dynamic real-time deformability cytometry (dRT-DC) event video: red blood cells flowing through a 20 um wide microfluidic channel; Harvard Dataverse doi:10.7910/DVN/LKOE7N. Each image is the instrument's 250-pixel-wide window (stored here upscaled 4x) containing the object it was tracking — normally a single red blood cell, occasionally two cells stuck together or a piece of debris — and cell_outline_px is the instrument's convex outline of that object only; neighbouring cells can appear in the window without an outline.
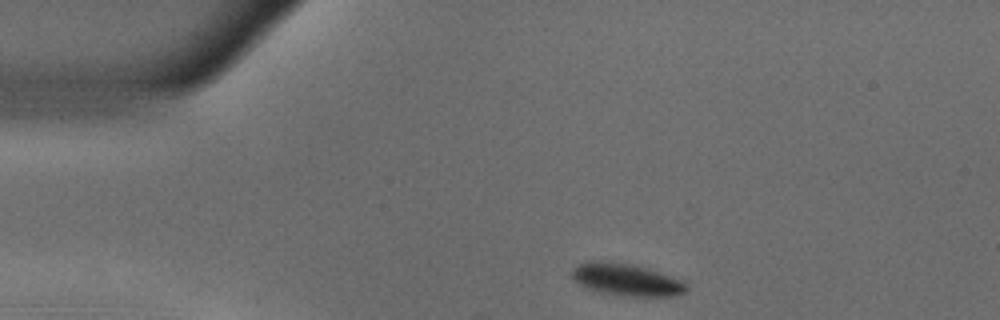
{"species": "common noctule bat (a hibernating species)", "species_latin": "Nyctalus noctula", "temperature_condition": "warm", "stored_images_in_passage": 45, "camera_frame_rate_fps": 3000, "um_per_image_px": 0.085, "animal": {"sex": "male", "body_mass_g": 18.8}, "frame": {"image": 1, "passage_image": 1, "time_ms": 0.0, "image_size_px": [1000, 320], "cell_outline_px": [[688, 292], [676, 296], [628, 296], [600, 292], [588, 288], [572, 280], [572, 268], [576, 264], [592, 260], [624, 264], [648, 268], [680, 280], [688, 288]], "centroid_in_image_um": [53.22, 23.78], "position_along_channel_um": 31.8, "area_um2": 21.15}}
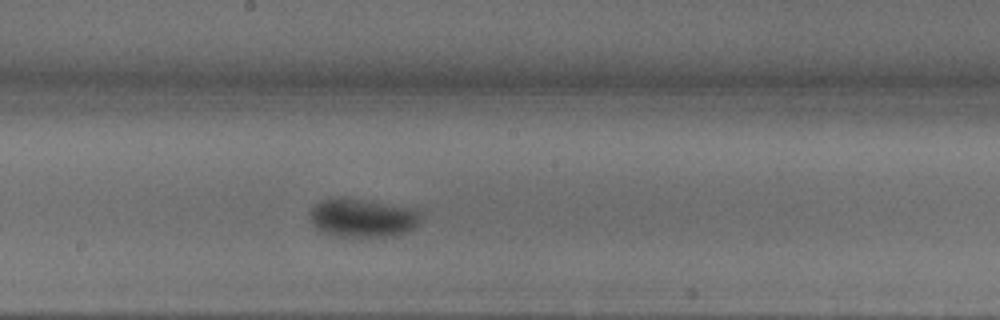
{"frame": {"image": 2, "passage_image": 20, "time_ms": 6.333, "image_size_px": [1000, 320], "cell_outline_px": [[424, 212], [420, 224], [416, 228], [408, 232], [396, 236], [360, 240], [348, 240], [332, 236], [320, 232], [308, 220], [308, 212], [316, 204], [332, 196], [360, 200], [412, 208]], "centroid_in_image_um": [30.81, 18.61], "position_along_channel_um": 217.4, "area_um2": 26.47}}
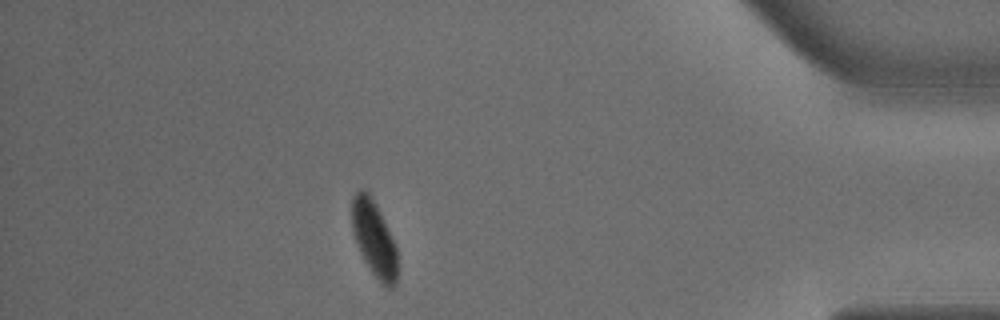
{"frame": {"image": 3, "passage_image": 39, "time_ms": 12.667, "image_size_px": [1000, 320], "cell_outline_px": [[396, 280], [392, 288], [388, 288], [380, 284], [364, 260], [356, 244], [352, 232], [352, 196], [360, 188], [368, 188], [396, 244]], "centroid_in_image_um": [31.77, 20.23], "position_along_channel_um": 403.4, "area_um2": 20.29}, "authors_computed_cell_mechanics": {"area_um2": 23.8714, "velocity_mm_per_s": 3.64, "shape_relaxation_time_tau1_ms": 2.9006, "shape_relaxation_time_tau2_ms": null, "deformation_change_tau1": 0.1129, "deformation_change_tau2": null}}